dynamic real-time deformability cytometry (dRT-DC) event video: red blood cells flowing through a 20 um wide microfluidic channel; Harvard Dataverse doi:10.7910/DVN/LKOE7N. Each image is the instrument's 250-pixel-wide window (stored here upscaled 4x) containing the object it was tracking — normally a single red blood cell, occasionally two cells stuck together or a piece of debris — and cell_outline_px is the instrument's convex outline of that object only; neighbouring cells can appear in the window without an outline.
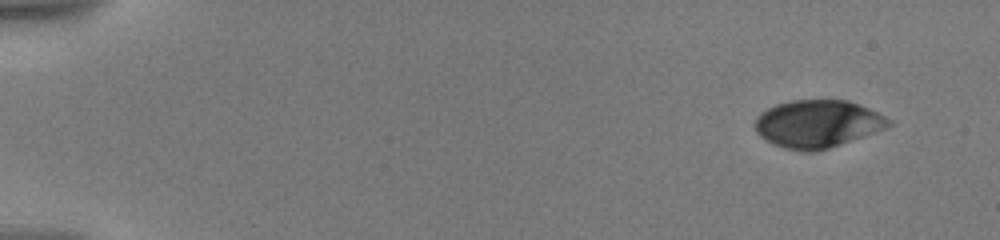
{"species": "human", "species_latin": "Homo sapiens", "temperature_condition": "warm", "stored_images_in_passage": 16, "camera_frame_rate_fps": 3000, "um_per_image_px": 0.085, "donor": {"sex": "male"}, "frame": {"image": 1, "passage_image": 1, "time_ms": 0.0, "image_size_px": [1000, 240], "cell_outline_px": [[892, 124], [884, 128], [840, 144], [816, 152], [804, 152], [784, 148], [772, 144], [760, 136], [756, 132], [756, 116], [768, 108], [776, 104], [792, 100], [848, 100], [868, 108], [884, 116]], "centroid_in_image_um": [69.44, 10.53], "position_along_channel_um": 15.6, "area_um2": 36.7}}
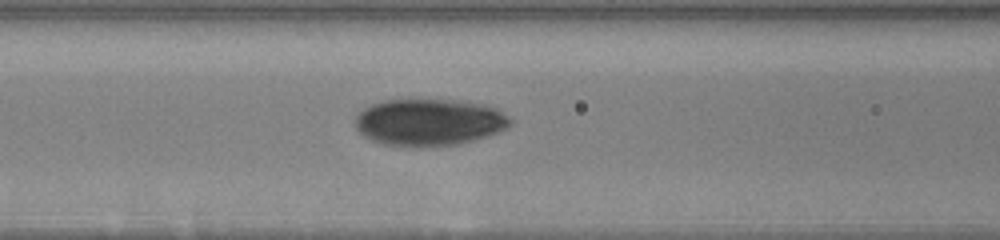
{"frame": {"image": 2, "passage_image": 10, "time_ms": 7.333, "image_size_px": [1000, 240], "cell_outline_px": [[512, 124], [496, 132], [472, 140], [456, 144], [384, 144], [372, 140], [360, 132], [356, 128], [356, 116], [364, 108], [372, 104], [384, 100], [452, 100], [484, 104], [496, 108], [508, 116], [512, 120]], "centroid_in_image_um": [36.49, 10.34], "position_along_channel_um": 130.1, "area_um2": 41.1}}
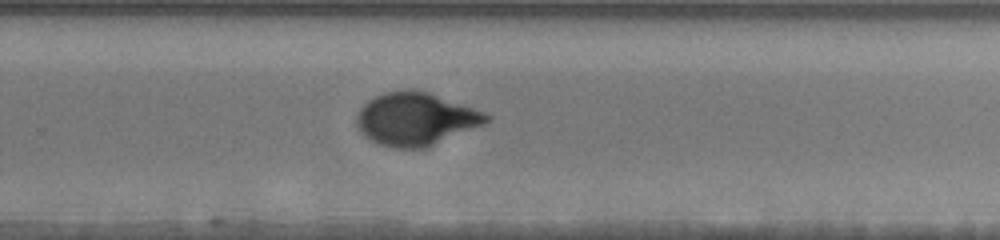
{"frame": {"image": 3, "passage_image": 16, "time_ms": 12.0, "image_size_px": [1000, 240], "cell_outline_px": [[492, 120], [484, 124], [428, 148], [392, 148], [380, 144], [364, 136], [360, 132], [356, 124], [356, 116], [360, 108], [368, 100], [384, 92], [404, 88], [416, 88], [428, 92], [472, 108], [492, 116]], "centroid_in_image_um": [35.32, 10.11], "position_along_channel_um": 294.5, "area_um2": 40.23}}